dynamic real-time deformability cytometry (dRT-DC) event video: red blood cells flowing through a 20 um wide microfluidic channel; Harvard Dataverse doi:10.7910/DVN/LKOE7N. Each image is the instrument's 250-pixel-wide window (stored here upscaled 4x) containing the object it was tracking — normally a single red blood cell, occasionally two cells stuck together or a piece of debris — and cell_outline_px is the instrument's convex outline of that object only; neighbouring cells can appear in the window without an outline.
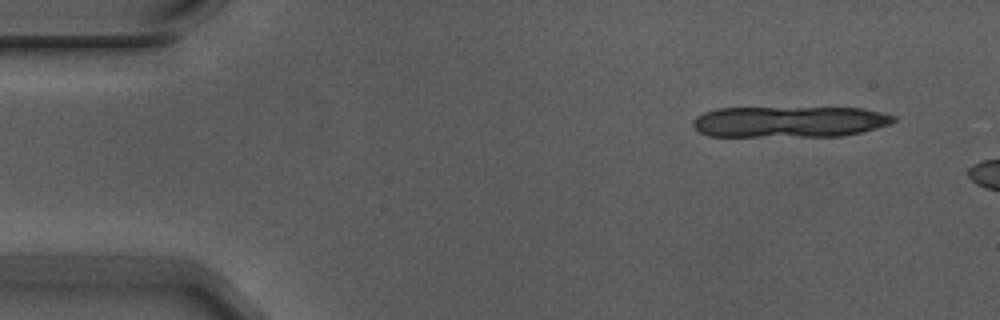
{"species": "Egyptian fruit bat (a non-hibernating species)", "species_latin": "Rousettus aegyptiacus", "temperature_condition": "warm", "stored_images_in_passage": 6, "camera_frame_rate_fps": 3000, "um_per_image_px": 0.085, "animal": {"sex": "male"}, "frame": {"image": 1, "passage_image": 1, "time_ms": 0.0, "image_size_px": [1000, 320], "cell_outline_px": [[896, 120], [888, 124], [876, 128], [860, 132], [840, 136], [708, 136], [700, 132], [692, 124], [692, 120], [696, 116], [704, 112], [716, 108], [864, 108], [896, 116]], "centroid_in_image_um": [67.08, 10.34], "position_along_channel_um": 17.9, "area_um2": 36.3}}